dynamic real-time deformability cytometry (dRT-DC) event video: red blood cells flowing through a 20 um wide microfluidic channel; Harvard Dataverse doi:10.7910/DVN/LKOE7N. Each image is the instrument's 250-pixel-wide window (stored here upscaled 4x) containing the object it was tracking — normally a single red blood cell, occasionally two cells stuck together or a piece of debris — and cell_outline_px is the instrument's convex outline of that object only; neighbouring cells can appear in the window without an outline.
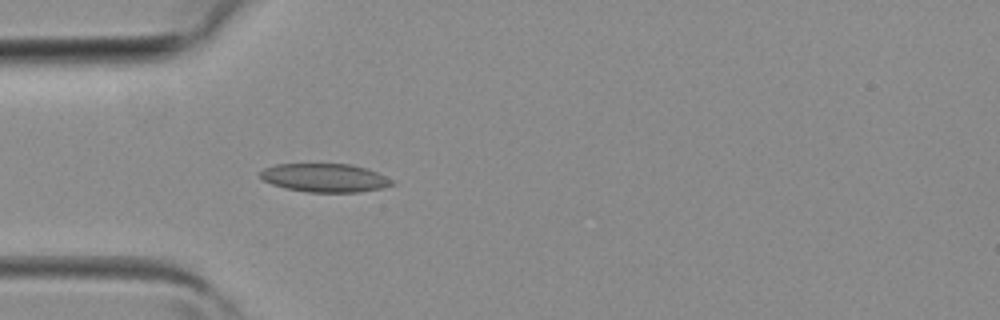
{"species": "common noctule bat (a hibernating species)", "species_latin": "Nyctalus noctula", "temperature_condition": "room temperature", "stored_images_in_passage": 3, "camera_frame_rate_fps": 3000, "um_per_image_px": 0.085, "animal": {"sex": "female", "body_mass_g": 19.3, "forearm_length_mm": 54.1}, "frame": {"image": 1, "passage_image": 3, "time_ms": 0.667, "image_size_px": [1000, 320], "cell_outline_px": [[396, 184], [384, 188], [356, 192], [308, 192], [284, 188], [272, 184], [264, 180], [260, 176], [260, 172], [264, 168], [276, 164], [352, 164], [368, 168], [392, 180]], "centroid_in_image_um": [27.62, 15.11], "position_along_channel_um": 57.4, "area_um2": 21.91}}